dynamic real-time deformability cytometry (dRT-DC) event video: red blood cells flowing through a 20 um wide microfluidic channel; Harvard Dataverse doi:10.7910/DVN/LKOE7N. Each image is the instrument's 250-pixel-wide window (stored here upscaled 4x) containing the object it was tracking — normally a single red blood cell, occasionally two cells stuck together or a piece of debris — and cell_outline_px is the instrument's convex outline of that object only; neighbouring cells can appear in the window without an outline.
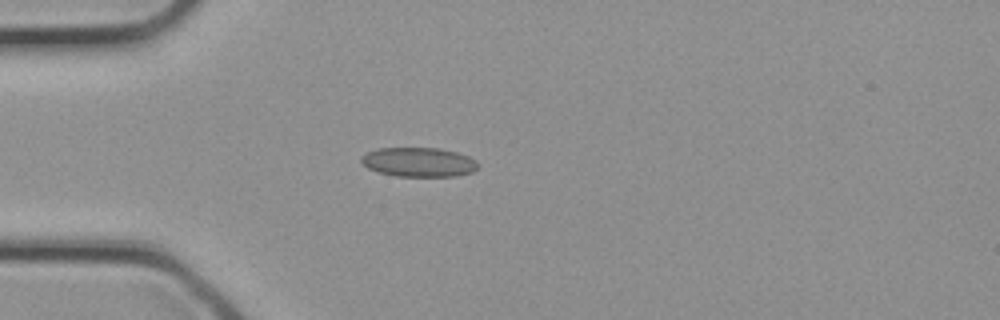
{"species": "common noctule bat (a hibernating species)", "species_latin": "Nyctalus noctula", "temperature_condition": "cold", "stored_images_in_passage": 31, "camera_frame_rate_fps": 3000, "um_per_image_px": 0.085, "animal": {"sex": "female", "body_mass_g": 21.9}, "frame": {"image": 1, "passage_image": 8, "time_ms": 2.333, "image_size_px": [1000, 320], "cell_outline_px": [[480, 164], [472, 172], [456, 176], [396, 176], [380, 172], [368, 168], [360, 160], [360, 156], [376, 148], [440, 148], [456, 152], [468, 156], [476, 160]], "centroid_in_image_um": [35.6, 13.77], "position_along_channel_um": 49.4, "area_um2": 19.94}}
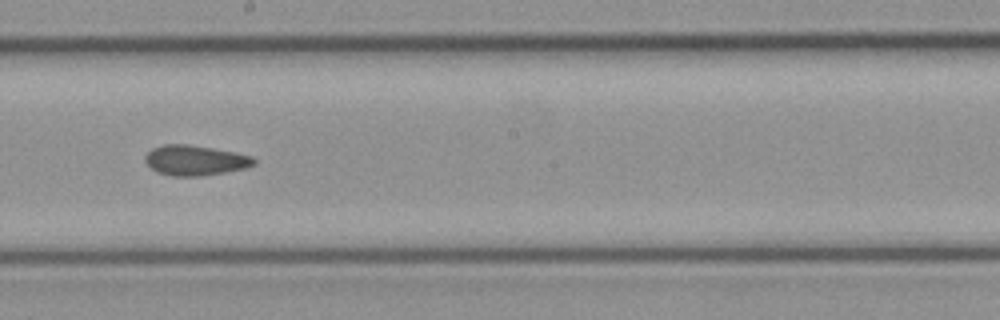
{"frame": {"image": 2, "passage_image": 17, "time_ms": 5.333, "image_size_px": [1000, 320], "cell_outline_px": [[256, 164], [244, 168], [224, 172], [200, 176], [172, 176], [156, 172], [144, 160], [144, 156], [152, 148], [164, 144], [188, 144], [236, 152], [252, 156], [256, 160]], "centroid_in_image_um": [16.58, 13.62], "position_along_channel_um": 231.6, "area_um2": 19.13}}
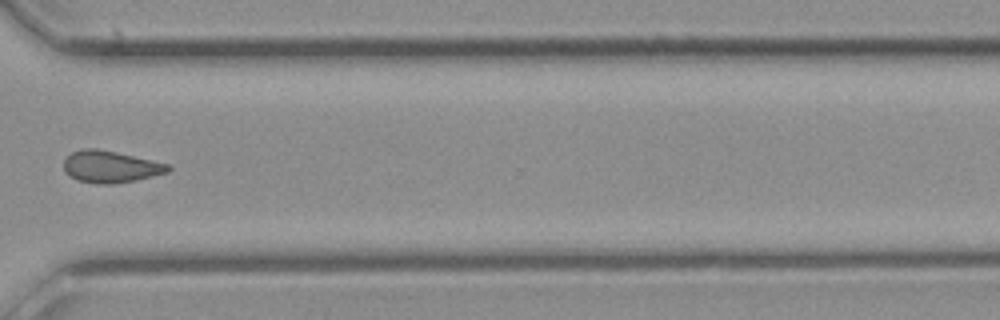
{"frame": {"image": 3, "passage_image": 23, "time_ms": 7.333, "image_size_px": [1000, 320], "cell_outline_px": [[172, 168], [168, 172], [136, 180], [116, 184], [96, 184], [76, 180], [68, 176], [64, 172], [64, 160], [72, 152], [84, 148], [96, 148], [116, 152], [168, 164]], "centroid_in_image_um": [9.35, 14.18], "position_along_channel_um": 361.2, "area_um2": 19.42}}